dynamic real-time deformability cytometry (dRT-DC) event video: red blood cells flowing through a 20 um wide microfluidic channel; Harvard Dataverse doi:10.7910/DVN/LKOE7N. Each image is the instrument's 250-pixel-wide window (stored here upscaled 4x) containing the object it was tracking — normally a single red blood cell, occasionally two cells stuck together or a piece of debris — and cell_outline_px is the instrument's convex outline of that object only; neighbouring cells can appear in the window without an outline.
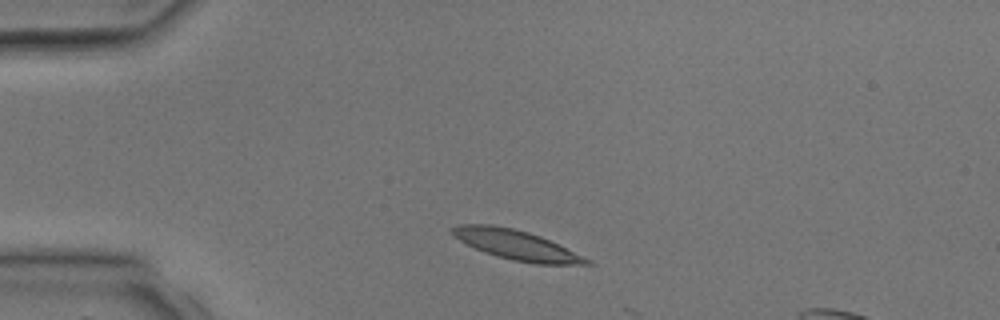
{"species": "common noctule bat (a hibernating species)", "species_latin": "Nyctalus noctula", "temperature_condition": "room temperature", "stored_images_in_passage": 3, "segment_of_instrument_passage": [1, 2], "camera_frame_rate_fps": 3000, "um_per_image_px": 0.085, "animal": {"sex": "male", "body_mass_g": 17.9, "forearm_length_mm": 54.2}, "frame": {"image": 1, "passage_image": 1, "time_ms": 0.0, "image_size_px": [1000, 320], "cell_outline_px": [[596, 264], [536, 264], [512, 260], [496, 256], [484, 252], [452, 236], [448, 228], [460, 224], [492, 224], [512, 228], [528, 232], [540, 236], [592, 260]], "centroid_in_image_um": [43.86, 20.81], "position_along_channel_um": 41.1, "area_um2": 23.18}}